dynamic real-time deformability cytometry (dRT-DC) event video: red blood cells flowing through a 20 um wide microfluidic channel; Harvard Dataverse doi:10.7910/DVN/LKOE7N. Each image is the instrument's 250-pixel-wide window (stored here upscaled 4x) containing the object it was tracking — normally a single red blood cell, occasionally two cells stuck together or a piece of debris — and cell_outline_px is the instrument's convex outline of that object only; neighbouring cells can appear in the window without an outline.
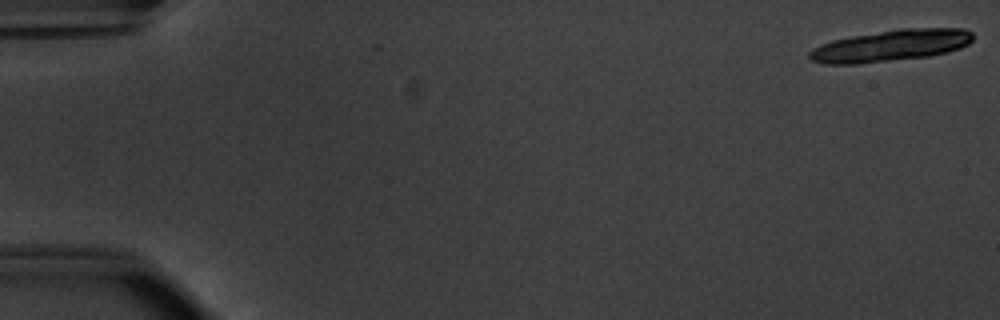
{"species": "common noctule bat (a hibernating species)", "species_latin": "Nyctalus noctula", "temperature_condition": "warm", "stored_images_in_passage": 27, "segment_of_instrument_passage": [1, 2], "camera_frame_rate_fps": 3000, "um_per_image_px": 0.085, "animal": {"sex": "male", "body_mass_g": 20.1, "forearm_length_mm": 53.5}, "frame": {"image": 1, "passage_image": 1, "time_ms": 0.0, "image_size_px": [1000, 320], "cell_outline_px": [[972, 40], [968, 44], [960, 48], [948, 52], [928, 56], [856, 64], [824, 64], [812, 60], [808, 56], [808, 52], [812, 48], [832, 40], [852, 36], [900, 28], [964, 28], [972, 32]], "centroid_in_image_um": [75.71, 3.87], "position_along_channel_um": 9.3, "area_um2": 30.0}}